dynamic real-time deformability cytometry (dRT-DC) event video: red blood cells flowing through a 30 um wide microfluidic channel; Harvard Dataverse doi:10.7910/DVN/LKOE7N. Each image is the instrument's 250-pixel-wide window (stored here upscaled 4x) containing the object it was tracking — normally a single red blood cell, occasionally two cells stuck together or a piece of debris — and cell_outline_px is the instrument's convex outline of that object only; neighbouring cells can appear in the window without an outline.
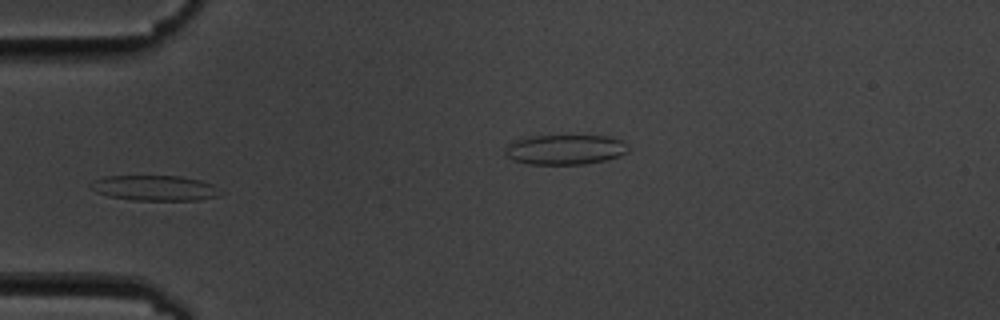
{"species": "common noctule bat (a hibernating species)", "species_latin": "Nyctalus noctula", "temperature_condition": "cold", "stored_images_in_passage": 7, "camera_frame_rate_fps": 3000, "um_per_image_px": 0.085, "animal": {"sex": "male", "body_mass_g": 19.5, "forearm_length_mm": 54.6}, "frame": {"image": 1, "passage_image": 5, "time_ms": 4.333, "image_size_px": [1000, 320], "cell_outline_px": [[224, 192], [216, 196], [200, 200], [132, 200], [108, 196], [96, 192], [88, 184], [96, 180], [108, 176], [180, 176], [200, 180], [212, 184]], "centroid_in_image_um": [13.18, 15.98], "position_along_channel_um": 71.8, "area_um2": 19.07}}